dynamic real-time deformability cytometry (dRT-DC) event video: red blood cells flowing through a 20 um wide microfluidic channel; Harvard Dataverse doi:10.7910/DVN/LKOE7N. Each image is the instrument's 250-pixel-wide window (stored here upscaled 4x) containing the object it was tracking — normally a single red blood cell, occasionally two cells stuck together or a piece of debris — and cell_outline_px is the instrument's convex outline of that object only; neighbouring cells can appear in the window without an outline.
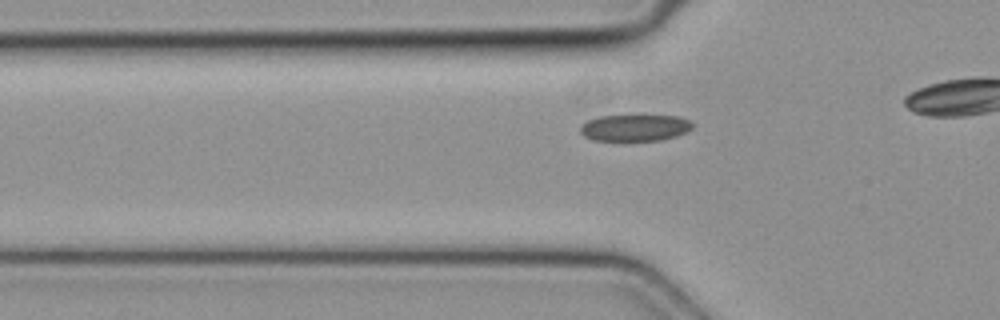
{"species": "common noctule bat (a hibernating species)", "species_latin": "Nyctalus noctula", "temperature_condition": "cold", "stored_images_in_passage": 7, "camera_frame_rate_fps": 3000, "um_per_image_px": 0.085, "animal": {"sex": "female", "body_mass_g": 19.3, "forearm_length_mm": 54.1}, "frame": {"image": 1, "passage_image": 2, "time_ms": 0.333, "image_size_px": [1000, 320], "cell_outline_px": [[692, 128], [688, 132], [676, 136], [660, 140], [592, 140], [584, 136], [580, 132], [580, 124], [588, 120], [600, 116], [676, 116], [688, 120], [692, 124]], "centroid_in_image_um": [53.94, 10.86], "position_along_channel_um": 71.9, "area_um2": 17.22}}
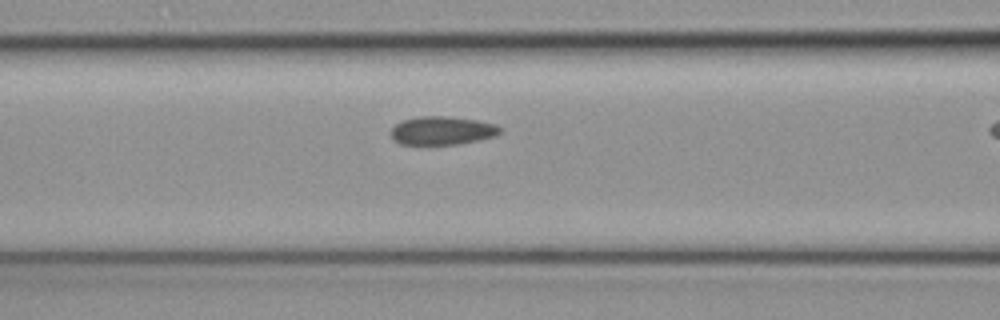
{"frame": {"image": 2, "passage_image": 6, "time_ms": 1.667, "image_size_px": [1000, 320], "cell_outline_px": [[504, 132], [496, 136], [480, 140], [460, 144], [400, 144], [392, 140], [388, 132], [396, 124], [404, 120], [420, 116], [444, 116], [476, 120], [496, 124]], "centroid_in_image_um": [37.58, 11.11], "position_along_channel_um": 129.0, "area_um2": 18.26}}